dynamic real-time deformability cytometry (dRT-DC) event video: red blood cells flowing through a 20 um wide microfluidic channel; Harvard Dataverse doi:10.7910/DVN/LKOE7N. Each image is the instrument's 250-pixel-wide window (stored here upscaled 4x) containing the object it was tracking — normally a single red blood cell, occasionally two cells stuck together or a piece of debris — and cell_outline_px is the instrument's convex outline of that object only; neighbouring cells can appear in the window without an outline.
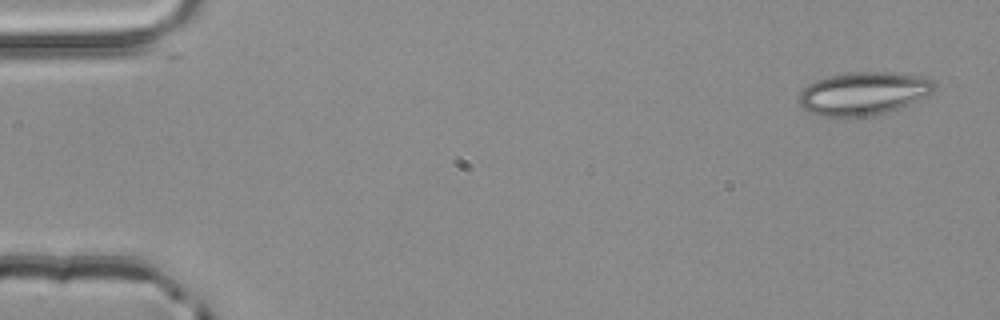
{"species": "common noctule bat (a hibernating species)", "species_latin": "Nyctalus noctula", "temperature_condition": "room temperature", "stored_images_in_passage": 3, "camera_frame_rate_fps": 3000, "um_per_image_px": 0.085, "animal": {"sex": "male", "body_mass_g": 20.4}, "frame": {"image": 1, "passage_image": 1, "time_ms": 0.0, "image_size_px": [1000, 320], "cell_outline_px": [[936, 88], [932, 92], [908, 104], [888, 112], [876, 116], [820, 116], [808, 112], [796, 100], [800, 92], [808, 84], [816, 80], [832, 76], [852, 72], [888, 72], [928, 76], [936, 80]], "centroid_in_image_um": [73.42, 7.94], "position_along_channel_um": 11.6, "area_um2": 34.16}}